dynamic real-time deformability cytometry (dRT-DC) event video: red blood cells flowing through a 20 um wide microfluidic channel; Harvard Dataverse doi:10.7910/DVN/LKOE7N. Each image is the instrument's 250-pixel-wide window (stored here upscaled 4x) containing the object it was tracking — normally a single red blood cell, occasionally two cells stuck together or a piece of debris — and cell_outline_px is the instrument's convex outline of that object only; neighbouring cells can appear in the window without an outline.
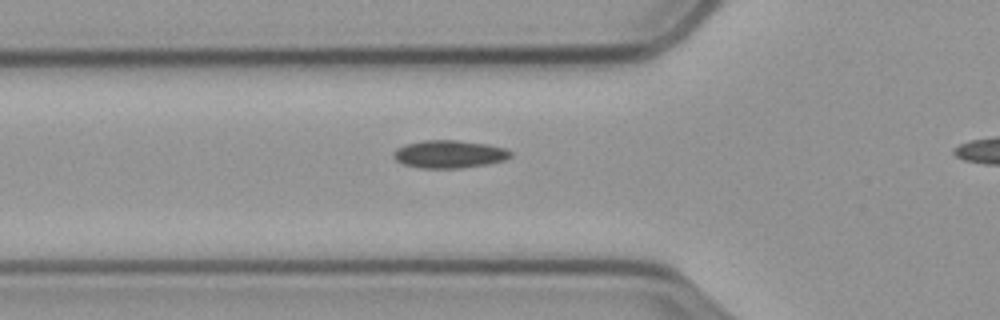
{"species": "common noctule bat (a hibernating species)", "species_latin": "Nyctalus noctula", "temperature_condition": "cold", "stored_images_in_passage": 8, "camera_frame_rate_fps": 3000, "um_per_image_px": 0.085, "animal": {"sex": "male", "body_mass_g": 23.1, "forearm_length_mm": 52.7}, "frame": {"image": 1, "passage_image": 6, "time_ms": 1.667, "image_size_px": [1000, 320], "cell_outline_px": [[512, 152], [504, 160], [484, 164], [460, 168], [424, 168], [404, 164], [396, 160], [392, 156], [392, 152], [396, 148], [404, 144], [424, 140], [456, 140], [484, 144], [504, 148]], "centroid_in_image_um": [38.1, 13.09], "position_along_channel_um": 87.7, "area_um2": 18.67}}